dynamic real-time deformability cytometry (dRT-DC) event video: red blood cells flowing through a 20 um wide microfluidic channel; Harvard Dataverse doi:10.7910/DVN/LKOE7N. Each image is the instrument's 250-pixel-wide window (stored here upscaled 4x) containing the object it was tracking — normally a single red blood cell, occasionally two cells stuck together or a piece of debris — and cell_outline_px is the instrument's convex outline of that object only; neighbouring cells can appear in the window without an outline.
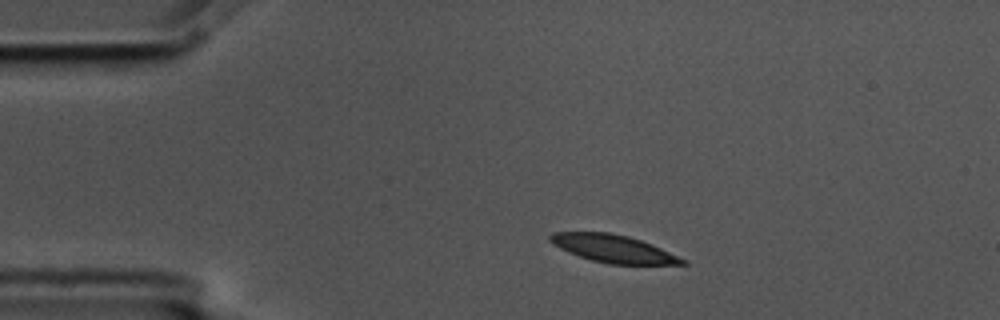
{"species": "common noctule bat (a hibernating species)", "species_latin": "Nyctalus noctula", "temperature_condition": "cold", "stored_images_in_passage": 3, "camera_frame_rate_fps": 3000, "um_per_image_px": 0.085, "animal": {"sex": "male", "body_mass_g": 17.5, "forearm_length_mm": 52.3}, "frame": {"image": 1, "passage_image": 1, "time_ms": 0.0, "image_size_px": [1000, 320], "cell_outline_px": [[688, 264], [608, 264], [592, 260], [568, 252], [552, 244], [548, 240], [548, 236], [552, 232], [612, 232], [628, 236], [640, 240], [660, 248], [688, 260]], "centroid_in_image_um": [52.11, 21.13], "position_along_channel_um": 32.9, "area_um2": 21.27}}
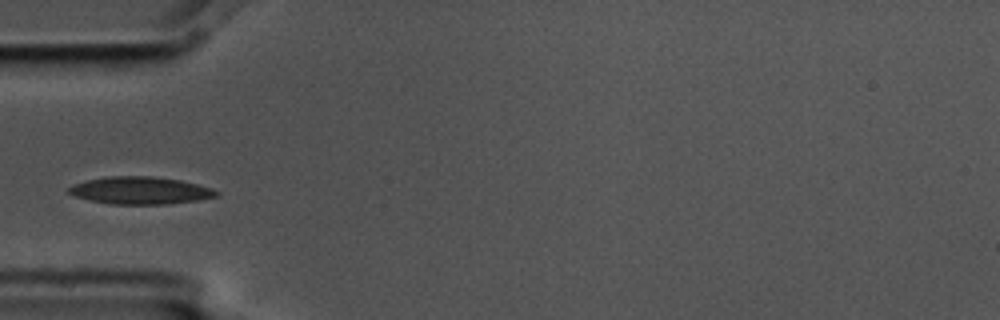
{"frame": {"image": 2, "passage_image": 3, "time_ms": 0.667, "image_size_px": [1000, 320], "cell_outline_px": [[220, 196], [200, 200], [168, 204], [108, 204], [88, 200], [76, 196], [68, 192], [68, 188], [72, 184], [88, 180], [112, 176], [152, 176], [180, 180], [212, 188], [220, 192]], "centroid_in_image_um": [11.96, 16.2], "position_along_channel_um": 73.0, "area_um2": 23.64}}